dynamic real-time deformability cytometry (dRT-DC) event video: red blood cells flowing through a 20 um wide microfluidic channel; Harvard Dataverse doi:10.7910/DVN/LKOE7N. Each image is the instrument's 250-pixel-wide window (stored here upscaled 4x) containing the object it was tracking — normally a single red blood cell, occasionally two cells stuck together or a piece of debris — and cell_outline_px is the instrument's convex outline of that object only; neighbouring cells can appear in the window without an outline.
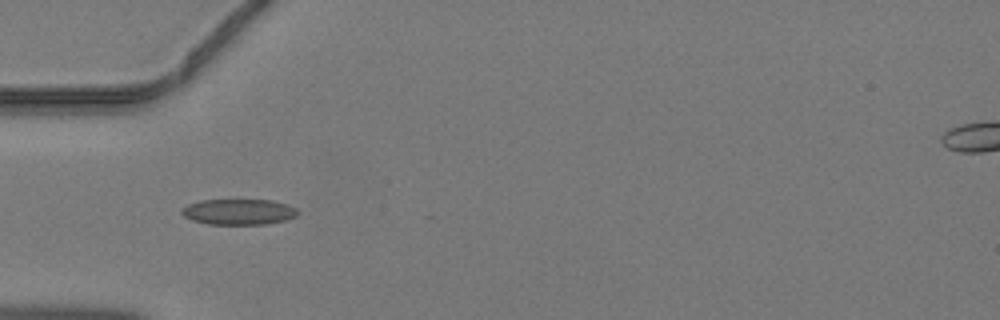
{"species": "common noctule bat (a hibernating species)", "species_latin": "Nyctalus noctula", "temperature_condition": "warm", "stored_images_in_passage": 32, "camera_frame_rate_fps": 3000, "um_per_image_px": 0.085, "animal": {"sex": "male", "body_mass_g": 19.2, "forearm_length_mm": 51.8}, "frame": {"image": 1, "passage_image": 1, "time_ms": 0.0, "image_size_px": [1000, 320], "cell_outline_px": [[300, 212], [296, 216], [284, 220], [268, 224], [208, 224], [192, 220], [184, 216], [180, 212], [180, 208], [188, 204], [200, 200], [272, 200], [296, 208]], "centroid_in_image_um": [20.26, 18.0], "position_along_channel_um": 64.7, "area_um2": 17.4}}
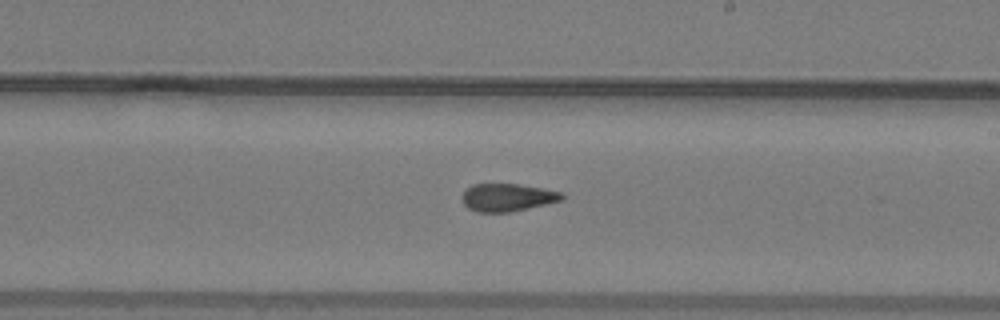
{"frame": {"image": 2, "passage_image": 13, "time_ms": 4.0, "image_size_px": [1000, 320], "cell_outline_px": [[564, 196], [560, 200], [512, 212], [476, 212], [468, 208], [464, 204], [460, 196], [472, 184], [516, 184], [540, 188], [560, 192]], "centroid_in_image_um": [43.05, 16.79], "position_along_channel_um": 245.9, "area_um2": 15.9}}
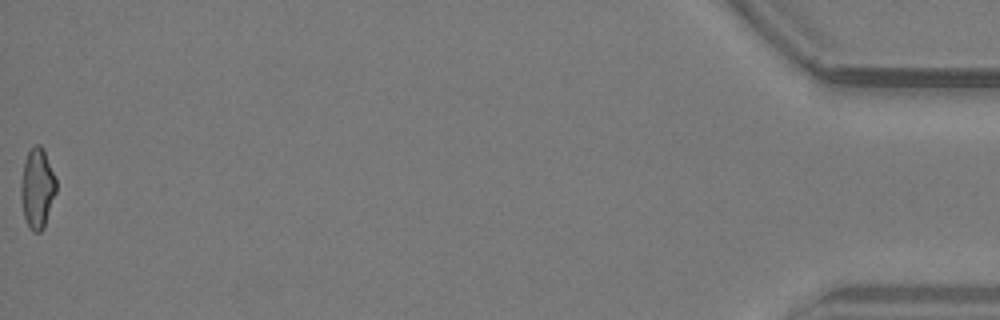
{"frame": {"image": 3, "passage_image": 32, "time_ms": 10.333, "image_size_px": [1000, 320], "cell_outline_px": [[56, 192], [44, 228], [40, 232], [32, 232], [24, 216], [20, 196], [20, 184], [24, 160], [28, 152], [36, 144], [40, 144], [44, 152], [56, 180]], "centroid_in_image_um": [3.15, 16.03], "position_along_channel_um": 432.1, "area_um2": 16.3}}